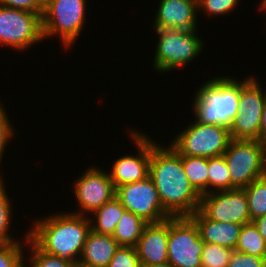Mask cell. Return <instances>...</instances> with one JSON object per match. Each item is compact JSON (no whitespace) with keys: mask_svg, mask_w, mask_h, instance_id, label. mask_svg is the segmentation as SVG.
<instances>
[{"mask_svg":"<svg viewBox=\"0 0 266 267\" xmlns=\"http://www.w3.org/2000/svg\"><path fill=\"white\" fill-rule=\"evenodd\" d=\"M149 176L159 193L163 208L172 216H190L200 207L201 196L190 185L181 155L171 146L151 140Z\"/></svg>","mask_w":266,"mask_h":267,"instance_id":"6da1fadb","label":"cell"},{"mask_svg":"<svg viewBox=\"0 0 266 267\" xmlns=\"http://www.w3.org/2000/svg\"><path fill=\"white\" fill-rule=\"evenodd\" d=\"M88 217L71 212L53 214L35 221L26 233L42 251L76 264L91 231Z\"/></svg>","mask_w":266,"mask_h":267,"instance_id":"7a4b0ae2","label":"cell"},{"mask_svg":"<svg viewBox=\"0 0 266 267\" xmlns=\"http://www.w3.org/2000/svg\"><path fill=\"white\" fill-rule=\"evenodd\" d=\"M240 81L214 77L196 89L193 101L195 121L230 128L239 110Z\"/></svg>","mask_w":266,"mask_h":267,"instance_id":"3957f363","label":"cell"},{"mask_svg":"<svg viewBox=\"0 0 266 267\" xmlns=\"http://www.w3.org/2000/svg\"><path fill=\"white\" fill-rule=\"evenodd\" d=\"M155 31L159 36L153 60L157 72H171L191 63L204 48V41L197 36V30L162 28Z\"/></svg>","mask_w":266,"mask_h":267,"instance_id":"277c9868","label":"cell"},{"mask_svg":"<svg viewBox=\"0 0 266 267\" xmlns=\"http://www.w3.org/2000/svg\"><path fill=\"white\" fill-rule=\"evenodd\" d=\"M223 156L231 176V189L247 187L266 175V145L258 140L231 139Z\"/></svg>","mask_w":266,"mask_h":267,"instance_id":"5b68a950","label":"cell"},{"mask_svg":"<svg viewBox=\"0 0 266 267\" xmlns=\"http://www.w3.org/2000/svg\"><path fill=\"white\" fill-rule=\"evenodd\" d=\"M86 0H46L43 38L59 36L66 49L79 37L86 21Z\"/></svg>","mask_w":266,"mask_h":267,"instance_id":"8992f818","label":"cell"},{"mask_svg":"<svg viewBox=\"0 0 266 267\" xmlns=\"http://www.w3.org/2000/svg\"><path fill=\"white\" fill-rule=\"evenodd\" d=\"M173 139L170 146L179 155L212 158L223 155L231 137L226 127L194 121Z\"/></svg>","mask_w":266,"mask_h":267,"instance_id":"52a82bcc","label":"cell"},{"mask_svg":"<svg viewBox=\"0 0 266 267\" xmlns=\"http://www.w3.org/2000/svg\"><path fill=\"white\" fill-rule=\"evenodd\" d=\"M258 81L254 76L240 81L239 110L229 128L231 139L259 141L266 91L263 92L262 85Z\"/></svg>","mask_w":266,"mask_h":267,"instance_id":"ba28073f","label":"cell"},{"mask_svg":"<svg viewBox=\"0 0 266 267\" xmlns=\"http://www.w3.org/2000/svg\"><path fill=\"white\" fill-rule=\"evenodd\" d=\"M42 16L0 5V44L23 51L43 41Z\"/></svg>","mask_w":266,"mask_h":267,"instance_id":"9c48e42d","label":"cell"},{"mask_svg":"<svg viewBox=\"0 0 266 267\" xmlns=\"http://www.w3.org/2000/svg\"><path fill=\"white\" fill-rule=\"evenodd\" d=\"M205 242L189 216L169 218L168 263L173 267H202Z\"/></svg>","mask_w":266,"mask_h":267,"instance_id":"30bf717a","label":"cell"},{"mask_svg":"<svg viewBox=\"0 0 266 267\" xmlns=\"http://www.w3.org/2000/svg\"><path fill=\"white\" fill-rule=\"evenodd\" d=\"M122 206L147 223H157L172 217L162 206L159 193L150 176L144 180L116 188L115 196Z\"/></svg>","mask_w":266,"mask_h":267,"instance_id":"8fae6325","label":"cell"},{"mask_svg":"<svg viewBox=\"0 0 266 267\" xmlns=\"http://www.w3.org/2000/svg\"><path fill=\"white\" fill-rule=\"evenodd\" d=\"M74 183V195L79 210L73 214L88 216L116 196V188L109 171L96 166L88 168Z\"/></svg>","mask_w":266,"mask_h":267,"instance_id":"7c38bea8","label":"cell"},{"mask_svg":"<svg viewBox=\"0 0 266 267\" xmlns=\"http://www.w3.org/2000/svg\"><path fill=\"white\" fill-rule=\"evenodd\" d=\"M199 210L209 219L222 223L252 222L244 188L216 191L201 196Z\"/></svg>","mask_w":266,"mask_h":267,"instance_id":"4fadbf2b","label":"cell"},{"mask_svg":"<svg viewBox=\"0 0 266 267\" xmlns=\"http://www.w3.org/2000/svg\"><path fill=\"white\" fill-rule=\"evenodd\" d=\"M137 147L139 154L118 157L109 173L114 187L144 180L149 176V163L151 158V139L146 134L129 132Z\"/></svg>","mask_w":266,"mask_h":267,"instance_id":"5bb4252c","label":"cell"},{"mask_svg":"<svg viewBox=\"0 0 266 267\" xmlns=\"http://www.w3.org/2000/svg\"><path fill=\"white\" fill-rule=\"evenodd\" d=\"M169 218L148 223L135 246L142 266L168 262Z\"/></svg>","mask_w":266,"mask_h":267,"instance_id":"9a60e30c","label":"cell"},{"mask_svg":"<svg viewBox=\"0 0 266 267\" xmlns=\"http://www.w3.org/2000/svg\"><path fill=\"white\" fill-rule=\"evenodd\" d=\"M153 29L197 30V0H160Z\"/></svg>","mask_w":266,"mask_h":267,"instance_id":"2e32d148","label":"cell"},{"mask_svg":"<svg viewBox=\"0 0 266 267\" xmlns=\"http://www.w3.org/2000/svg\"><path fill=\"white\" fill-rule=\"evenodd\" d=\"M197 225L200 238L205 243L216 244L235 250L243 225L222 223L207 218L199 209L189 216Z\"/></svg>","mask_w":266,"mask_h":267,"instance_id":"e0dca14e","label":"cell"},{"mask_svg":"<svg viewBox=\"0 0 266 267\" xmlns=\"http://www.w3.org/2000/svg\"><path fill=\"white\" fill-rule=\"evenodd\" d=\"M118 247L112 235L91 230L78 263L86 267H107Z\"/></svg>","mask_w":266,"mask_h":267,"instance_id":"ac0fdd59","label":"cell"},{"mask_svg":"<svg viewBox=\"0 0 266 267\" xmlns=\"http://www.w3.org/2000/svg\"><path fill=\"white\" fill-rule=\"evenodd\" d=\"M125 210L120 201L114 197L92 213L93 216L91 215V217L93 219L89 217L91 230L101 234L112 235Z\"/></svg>","mask_w":266,"mask_h":267,"instance_id":"d6986e66","label":"cell"},{"mask_svg":"<svg viewBox=\"0 0 266 267\" xmlns=\"http://www.w3.org/2000/svg\"><path fill=\"white\" fill-rule=\"evenodd\" d=\"M147 224L141 217L125 210L115 227L112 237L119 246L135 247Z\"/></svg>","mask_w":266,"mask_h":267,"instance_id":"ffe728a7","label":"cell"},{"mask_svg":"<svg viewBox=\"0 0 266 267\" xmlns=\"http://www.w3.org/2000/svg\"><path fill=\"white\" fill-rule=\"evenodd\" d=\"M181 160L190 185L200 196L208 194V158L181 155Z\"/></svg>","mask_w":266,"mask_h":267,"instance_id":"44dd1931","label":"cell"},{"mask_svg":"<svg viewBox=\"0 0 266 267\" xmlns=\"http://www.w3.org/2000/svg\"><path fill=\"white\" fill-rule=\"evenodd\" d=\"M235 251L266 258V241L253 222L242 226Z\"/></svg>","mask_w":266,"mask_h":267,"instance_id":"7402d4cb","label":"cell"},{"mask_svg":"<svg viewBox=\"0 0 266 267\" xmlns=\"http://www.w3.org/2000/svg\"><path fill=\"white\" fill-rule=\"evenodd\" d=\"M230 189L231 176L224 156L208 158V194Z\"/></svg>","mask_w":266,"mask_h":267,"instance_id":"603a6c76","label":"cell"},{"mask_svg":"<svg viewBox=\"0 0 266 267\" xmlns=\"http://www.w3.org/2000/svg\"><path fill=\"white\" fill-rule=\"evenodd\" d=\"M251 221L266 215V175L244 187Z\"/></svg>","mask_w":266,"mask_h":267,"instance_id":"cb8c5ba5","label":"cell"},{"mask_svg":"<svg viewBox=\"0 0 266 267\" xmlns=\"http://www.w3.org/2000/svg\"><path fill=\"white\" fill-rule=\"evenodd\" d=\"M25 244L29 246L30 256H29V267H73L74 264L61 259L59 256H54L42 251L28 236L24 235Z\"/></svg>","mask_w":266,"mask_h":267,"instance_id":"d4e9b609","label":"cell"},{"mask_svg":"<svg viewBox=\"0 0 266 267\" xmlns=\"http://www.w3.org/2000/svg\"><path fill=\"white\" fill-rule=\"evenodd\" d=\"M4 178H0V244H12L18 242L15 238H12L9 232L10 223H11V215L12 203L8 197V194L5 192L6 187L5 183L2 180Z\"/></svg>","mask_w":266,"mask_h":267,"instance_id":"484cf974","label":"cell"},{"mask_svg":"<svg viewBox=\"0 0 266 267\" xmlns=\"http://www.w3.org/2000/svg\"><path fill=\"white\" fill-rule=\"evenodd\" d=\"M234 250L216 244L205 243L202 255V267H227Z\"/></svg>","mask_w":266,"mask_h":267,"instance_id":"4316f807","label":"cell"},{"mask_svg":"<svg viewBox=\"0 0 266 267\" xmlns=\"http://www.w3.org/2000/svg\"><path fill=\"white\" fill-rule=\"evenodd\" d=\"M0 244V267H26L23 243Z\"/></svg>","mask_w":266,"mask_h":267,"instance_id":"83f0119b","label":"cell"},{"mask_svg":"<svg viewBox=\"0 0 266 267\" xmlns=\"http://www.w3.org/2000/svg\"><path fill=\"white\" fill-rule=\"evenodd\" d=\"M107 267H142L135 247L119 246Z\"/></svg>","mask_w":266,"mask_h":267,"instance_id":"f1b7e54d","label":"cell"},{"mask_svg":"<svg viewBox=\"0 0 266 267\" xmlns=\"http://www.w3.org/2000/svg\"><path fill=\"white\" fill-rule=\"evenodd\" d=\"M238 0H197L198 13L202 10L206 15H224L235 10ZM201 9V10H200Z\"/></svg>","mask_w":266,"mask_h":267,"instance_id":"f546056e","label":"cell"},{"mask_svg":"<svg viewBox=\"0 0 266 267\" xmlns=\"http://www.w3.org/2000/svg\"><path fill=\"white\" fill-rule=\"evenodd\" d=\"M227 267H266V258L234 250Z\"/></svg>","mask_w":266,"mask_h":267,"instance_id":"4dcf8cb0","label":"cell"},{"mask_svg":"<svg viewBox=\"0 0 266 267\" xmlns=\"http://www.w3.org/2000/svg\"><path fill=\"white\" fill-rule=\"evenodd\" d=\"M0 5L29 12L44 13L46 0H0Z\"/></svg>","mask_w":266,"mask_h":267,"instance_id":"1f68e13d","label":"cell"},{"mask_svg":"<svg viewBox=\"0 0 266 267\" xmlns=\"http://www.w3.org/2000/svg\"><path fill=\"white\" fill-rule=\"evenodd\" d=\"M2 105L3 104L0 102V165L4 149L7 147L6 145L8 144V141H10L15 134V130L13 129L12 124L8 119L6 111Z\"/></svg>","mask_w":266,"mask_h":267,"instance_id":"d6a6232c","label":"cell"},{"mask_svg":"<svg viewBox=\"0 0 266 267\" xmlns=\"http://www.w3.org/2000/svg\"><path fill=\"white\" fill-rule=\"evenodd\" d=\"M259 141L266 145V103L264 105L262 117H261V126L259 129Z\"/></svg>","mask_w":266,"mask_h":267,"instance_id":"836d02e7","label":"cell"},{"mask_svg":"<svg viewBox=\"0 0 266 267\" xmlns=\"http://www.w3.org/2000/svg\"><path fill=\"white\" fill-rule=\"evenodd\" d=\"M252 222L257 227L260 235L266 241V215L265 216H261V217L255 219V220H253Z\"/></svg>","mask_w":266,"mask_h":267,"instance_id":"e575fe53","label":"cell"},{"mask_svg":"<svg viewBox=\"0 0 266 267\" xmlns=\"http://www.w3.org/2000/svg\"><path fill=\"white\" fill-rule=\"evenodd\" d=\"M142 267H173L168 262L162 263V264H156V265H148V266H142Z\"/></svg>","mask_w":266,"mask_h":267,"instance_id":"d590c367","label":"cell"},{"mask_svg":"<svg viewBox=\"0 0 266 267\" xmlns=\"http://www.w3.org/2000/svg\"><path fill=\"white\" fill-rule=\"evenodd\" d=\"M261 9L264 10V11L266 10V0H262L261 1L260 10Z\"/></svg>","mask_w":266,"mask_h":267,"instance_id":"8d00e7d4","label":"cell"},{"mask_svg":"<svg viewBox=\"0 0 266 267\" xmlns=\"http://www.w3.org/2000/svg\"><path fill=\"white\" fill-rule=\"evenodd\" d=\"M73 267H86V266H84V265H81V264H79V263H76V264H74V266Z\"/></svg>","mask_w":266,"mask_h":267,"instance_id":"74e56055","label":"cell"}]
</instances>
